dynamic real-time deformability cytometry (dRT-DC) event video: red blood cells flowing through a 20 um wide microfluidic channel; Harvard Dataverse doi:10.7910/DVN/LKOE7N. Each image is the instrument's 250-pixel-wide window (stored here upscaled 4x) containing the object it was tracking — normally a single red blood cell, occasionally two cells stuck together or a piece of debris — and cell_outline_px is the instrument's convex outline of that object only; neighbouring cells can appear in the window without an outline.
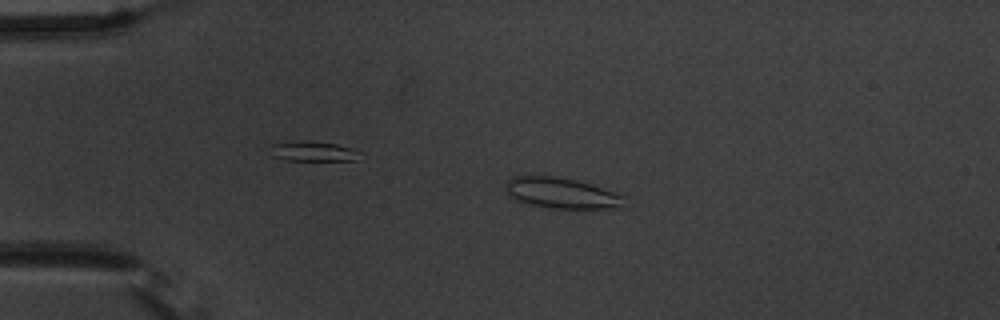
{"species": "common noctule bat (a hibernating species)", "species_latin": "Nyctalus noctula", "temperature_condition": "warm", "stored_images_in_passage": 55, "camera_frame_rate_fps": 3000, "um_per_image_px": 0.085, "animal": {"sex": "male", "body_mass_g": 20.1, "forearm_length_mm": 53.5}, "frame": {"image": 1, "passage_image": 12, "time_ms": 3.667, "image_size_px": [1000, 320], "cell_outline_px": [[624, 208], [548, 208], [528, 204], [516, 200], [508, 196], [504, 192], [504, 184], [512, 176], [556, 176], [576, 180], [592, 184], [624, 196]], "centroid_in_image_um": [47.67, 16.41], "position_along_channel_um": 37.3, "area_um2": 21.5}}
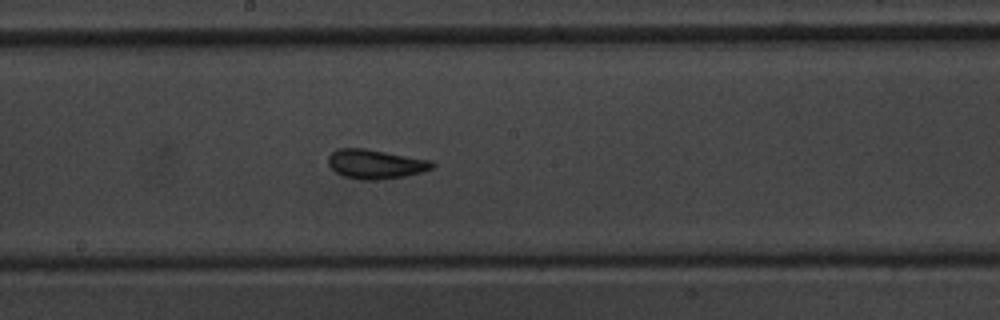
{"frame": {"image": 2, "passage_image": 30, "time_ms": 9.667, "image_size_px": [1000, 320], "cell_outline_px": [[436, 164], [432, 168], [420, 172], [404, 176], [376, 180], [360, 180], [344, 176], [336, 172], [328, 164], [328, 156], [332, 152], [340, 148], [364, 148], [432, 160]], "centroid_in_image_um": [31.91, 13.94], "position_along_channel_um": 216.3, "area_um2": 17.69}}
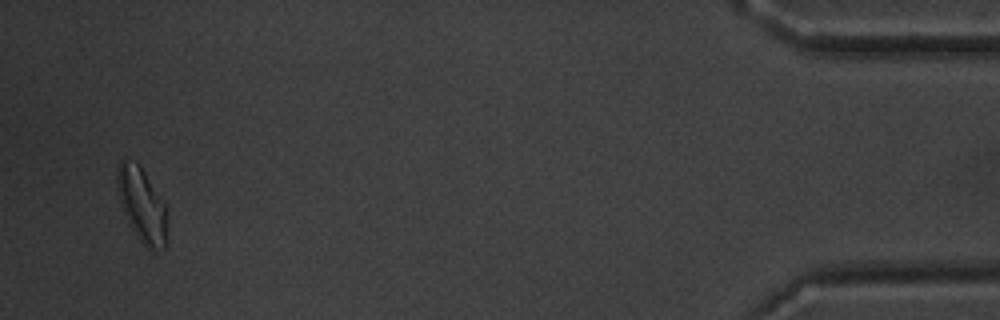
{"frame": {"image": 3, "passage_image": 53, "time_ms": 17.333, "image_size_px": [1000, 320], "cell_outline_px": [[168, 240], [164, 248], [148, 248], [136, 236], [120, 204], [116, 184], [116, 168], [120, 160], [136, 160], [140, 164], [164, 204]], "centroid_in_image_um": [12.03, 17.37], "position_along_channel_um": 423.2, "area_um2": 21.5}, "authors_computed_cell_mechanics": {"area_um2": 17.8024, "velocity_mm_per_s": 3.6776, "shape_relaxation_time_tau1_ms": 5.4944, "shape_relaxation_time_tau2_ms": 1.5225, "deformation_change_tau1": 0.136, "deformation_change_tau2": 0.0834}}